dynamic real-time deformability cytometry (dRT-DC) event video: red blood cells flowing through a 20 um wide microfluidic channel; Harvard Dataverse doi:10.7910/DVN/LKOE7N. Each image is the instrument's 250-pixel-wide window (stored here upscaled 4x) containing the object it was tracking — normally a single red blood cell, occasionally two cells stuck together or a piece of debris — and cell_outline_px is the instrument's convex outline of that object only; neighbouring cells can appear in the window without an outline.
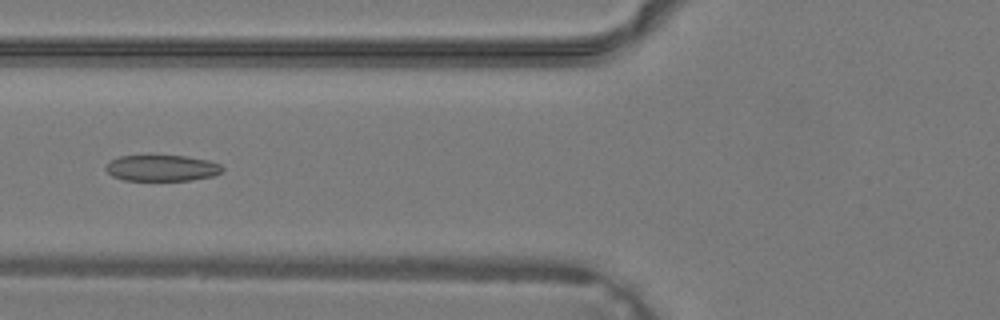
{"species": "common noctule bat (a hibernating species)", "species_latin": "Nyctalus noctula", "temperature_condition": "warm", "stored_images_in_passage": 36, "camera_frame_rate_fps": 3000, "um_per_image_px": 0.085, "animal": {"sex": "male", "body_mass_g": 19.2, "forearm_length_mm": 51.8}, "frame": {"image": 1, "passage_image": 13, "time_ms": 4.0, "image_size_px": [1000, 320], "cell_outline_px": [[224, 172], [212, 176], [188, 180], [124, 180], [112, 176], [104, 168], [112, 160], [120, 156], [188, 156], [208, 160], [220, 164], [224, 168]], "centroid_in_image_um": [13.8, 14.28], "position_along_channel_um": 112.0, "area_um2": 17.63}}
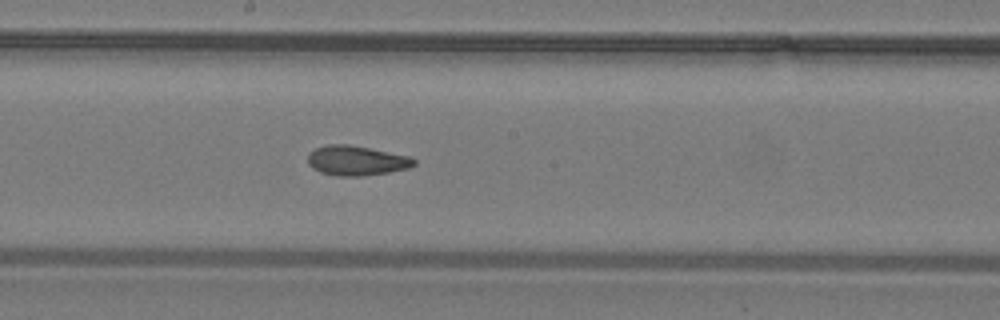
{"frame": {"image": 2, "passage_image": 19, "time_ms": 6.0, "image_size_px": [1000, 320], "cell_outline_px": [[416, 164], [408, 168], [388, 172], [360, 176], [336, 176], [320, 172], [312, 168], [308, 164], [308, 152], [316, 148], [328, 144], [348, 144], [412, 156], [416, 160]], "centroid_in_image_um": [30.29, 13.64], "position_along_channel_um": 217.9, "area_um2": 18.55}}
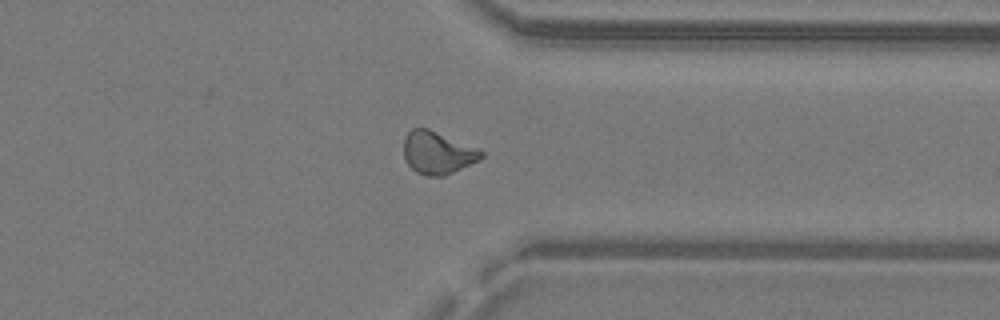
{"frame": {"image": 3, "passage_image": 28, "time_ms": 9.0, "image_size_px": [1000, 320], "cell_outline_px": [[484, 156], [480, 160], [444, 176], [428, 176], [416, 172], [408, 164], [404, 156], [404, 140], [408, 132], [412, 128], [428, 128], [480, 148], [484, 152]], "centroid_in_image_um": [37.23, 12.97], "position_along_channel_um": 374.2, "area_um2": 19.36}}